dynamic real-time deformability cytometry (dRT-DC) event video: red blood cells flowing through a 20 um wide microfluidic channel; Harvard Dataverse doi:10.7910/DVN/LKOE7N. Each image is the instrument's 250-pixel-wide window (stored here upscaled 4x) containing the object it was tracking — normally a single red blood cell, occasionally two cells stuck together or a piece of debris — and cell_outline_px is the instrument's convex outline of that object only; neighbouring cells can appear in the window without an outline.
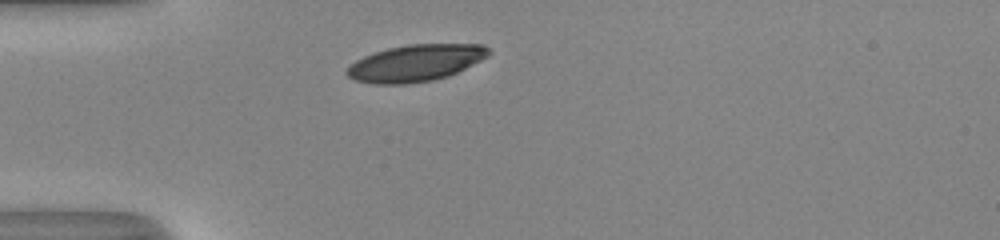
{"species": "human", "species_latin": "Homo sapiens", "temperature_condition": "room temperature", "stored_images_in_passage": 28, "camera_frame_rate_fps": 3000, "um_per_image_px": 0.085, "donor": {"sex": "male"}, "frame": {"image": 1, "passage_image": 1, "time_ms": 0.0, "image_size_px": [1000, 240], "cell_outline_px": [[492, 52], [488, 56], [448, 76], [432, 80], [404, 84], [376, 84], [356, 80], [348, 76], [344, 72], [356, 60], [364, 56], [388, 48], [408, 44], [484, 44]], "centroid_in_image_um": [35.33, 5.35], "position_along_channel_um": 49.7, "area_um2": 30.06}}
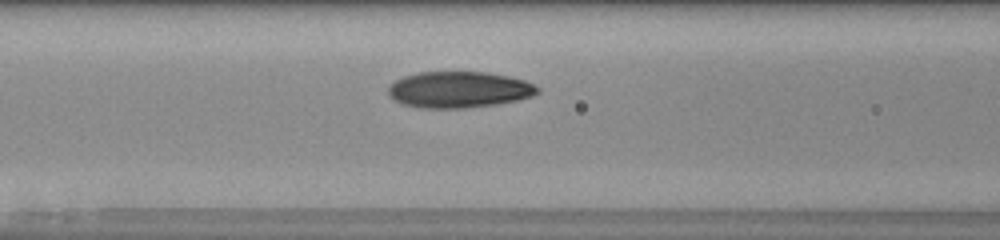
{"frame": {"image": 2, "passage_image": 8, "time_ms": 2.333, "image_size_px": [1000, 240], "cell_outline_px": [[540, 92], [532, 96], [520, 100], [496, 104], [464, 108], [420, 108], [404, 104], [392, 100], [388, 96], [388, 84], [404, 76], [420, 72], [484, 72], [508, 76], [524, 80], [540, 88]], "centroid_in_image_um": [38.99, 7.62], "position_along_channel_um": 127.6, "area_um2": 31.73}}
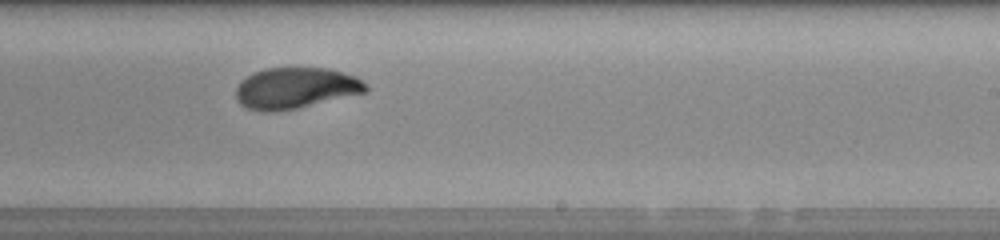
{"frame": {"image": 3, "passage_image": 18, "time_ms": 5.667, "image_size_px": [1000, 240], "cell_outline_px": [[368, 92], [296, 108], [276, 112], [264, 112], [248, 108], [240, 104], [236, 100], [236, 88], [240, 80], [264, 68], [328, 68], [356, 76], [368, 84]], "centroid_in_image_um": [25.13, 7.49], "position_along_channel_um": 263.9, "area_um2": 31.21}, "authors_computed_cell_mechanics": {"area_um2": 31.7611, "velocity_mm_per_s": 4.1001, "shape_relaxation_time_tau1_ms": 8.2659, "shape_relaxation_time_tau2_ms": 0.8873, "deformation_change_tau1": 0.2289, "deformation_change_tau2": 0.0453}}